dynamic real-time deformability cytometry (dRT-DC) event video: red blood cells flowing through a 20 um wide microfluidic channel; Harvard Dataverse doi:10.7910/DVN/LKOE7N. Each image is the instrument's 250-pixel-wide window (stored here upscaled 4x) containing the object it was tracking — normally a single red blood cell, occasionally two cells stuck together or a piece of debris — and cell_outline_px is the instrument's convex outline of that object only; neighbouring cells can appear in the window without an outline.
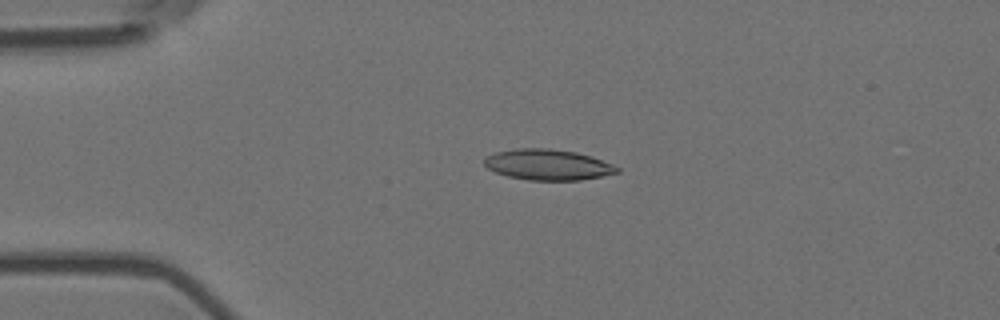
{"species": "Egyptian fruit bat (a non-hibernating species)", "species_latin": "Rousettus aegyptiacus", "temperature_condition": "room temperature", "stored_images_in_passage": 5, "camera_frame_rate_fps": 3000, "um_per_image_px": 0.085, "animal": {"sex": "female"}, "frame": {"image": 1, "passage_image": 4, "time_ms": 1.0, "image_size_px": [1000, 320], "cell_outline_px": [[620, 172], [580, 180], [528, 180], [508, 176], [496, 172], [488, 168], [484, 164], [484, 160], [488, 156], [496, 152], [512, 148], [552, 148], [576, 152], [592, 156], [612, 164], [620, 168]], "centroid_in_image_um": [46.58, 13.99], "position_along_channel_um": 38.4, "area_um2": 23.81}}